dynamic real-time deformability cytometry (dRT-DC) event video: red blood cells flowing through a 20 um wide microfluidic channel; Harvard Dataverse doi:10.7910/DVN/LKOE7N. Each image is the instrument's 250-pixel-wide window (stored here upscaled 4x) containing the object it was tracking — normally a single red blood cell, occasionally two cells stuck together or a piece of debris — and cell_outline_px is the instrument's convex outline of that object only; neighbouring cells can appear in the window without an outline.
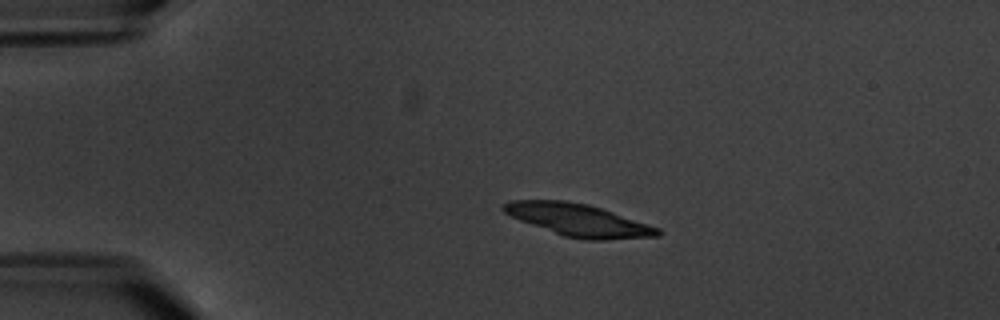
{"species": "common noctule bat (a hibernating species)", "species_latin": "Nyctalus noctula", "temperature_condition": "warm", "stored_images_in_passage": 6, "camera_frame_rate_fps": 3000, "um_per_image_px": 0.085, "animal": {"sex": "male", "body_mass_g": 20.1, "forearm_length_mm": 53.5}, "frame": {"image": 1, "passage_image": 3, "time_ms": 2.667, "image_size_px": [1000, 320], "cell_outline_px": [[664, 232], [660, 236], [604, 240], [588, 240], [564, 236], [520, 220], [504, 212], [500, 208], [500, 204], [512, 200], [568, 200], [588, 204], [660, 228]], "centroid_in_image_um": [49.17, 18.7], "position_along_channel_um": 35.8, "area_um2": 28.96}}